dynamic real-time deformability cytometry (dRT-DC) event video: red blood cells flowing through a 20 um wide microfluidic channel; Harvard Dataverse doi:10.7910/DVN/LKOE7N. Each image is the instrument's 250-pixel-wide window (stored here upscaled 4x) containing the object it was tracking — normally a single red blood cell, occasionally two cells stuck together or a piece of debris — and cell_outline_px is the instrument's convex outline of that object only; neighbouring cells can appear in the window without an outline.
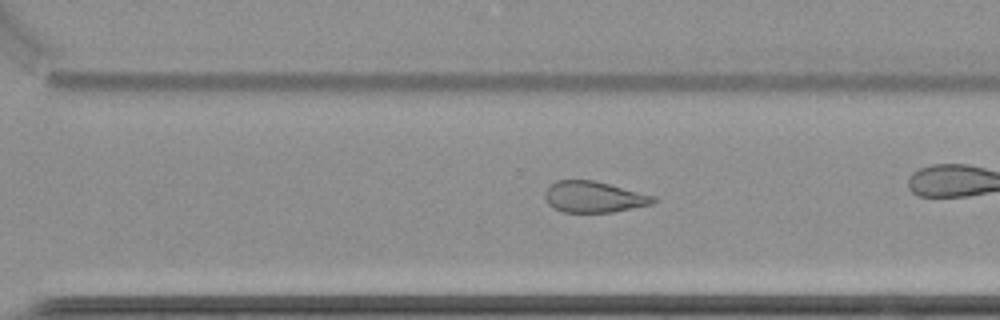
{"species": "common noctule bat (a hibernating species)", "species_latin": "Nyctalus noctula", "temperature_condition": "cold", "stored_images_in_passage": 38, "camera_frame_rate_fps": 3000, "um_per_image_px": 0.085, "animal": {"sex": "female", "body_mass_g": 22.7, "forearm_length_mm": 54.2}, "frame": {"image": 1, "passage_image": 33, "time_ms": 10.667, "image_size_px": [1000, 320], "cell_outline_px": [[660, 200], [652, 204], [612, 212], [564, 212], [552, 208], [548, 204], [544, 196], [544, 192], [556, 180], [592, 180], [656, 196]], "centroid_in_image_um": [50.48, 16.74], "position_along_channel_um": 320.1, "area_um2": 19.65}}